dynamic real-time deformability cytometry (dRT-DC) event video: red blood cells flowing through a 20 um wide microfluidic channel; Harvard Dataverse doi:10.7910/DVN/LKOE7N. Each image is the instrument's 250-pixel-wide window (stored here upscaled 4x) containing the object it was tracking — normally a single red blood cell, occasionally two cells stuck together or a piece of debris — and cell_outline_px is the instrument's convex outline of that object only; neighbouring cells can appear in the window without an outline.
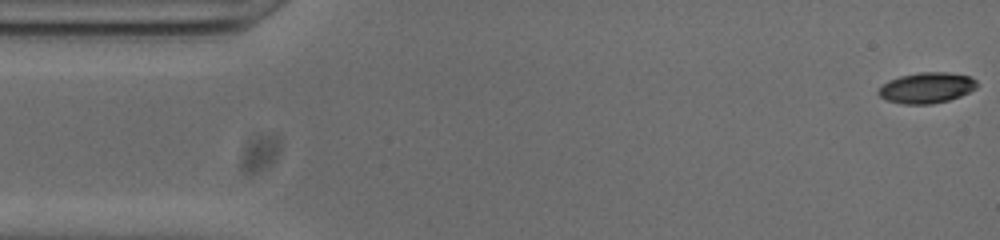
{"species": "common noctule bat (a hibernating species)", "species_latin": "Nyctalus noctula", "temperature_condition": "cold", "stored_images_in_passage": 53, "camera_frame_rate_fps": 3000, "um_per_image_px": 0.085, "animal": {"sex": "male", "body_mass_g": 20.0, "forearm_length_mm": 53.3}, "frame": {"image": 1, "passage_image": 1, "time_ms": 0.0, "image_size_px": [1000, 240], "cell_outline_px": [[976, 88], [960, 96], [948, 100], [932, 104], [904, 104], [888, 100], [880, 96], [876, 92], [888, 80], [900, 76], [920, 72], [948, 72], [968, 76], [976, 80]], "centroid_in_image_um": [78.75, 7.46], "position_along_channel_um": 6.2, "area_um2": 17.46}}
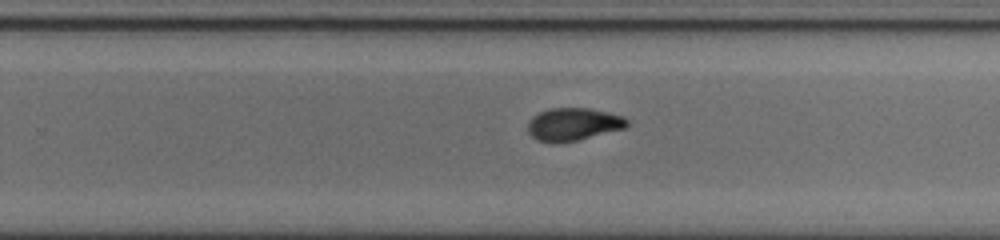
{"frame": {"image": 2, "passage_image": 32, "time_ms": 10.333, "image_size_px": [1000, 240], "cell_outline_px": [[628, 124], [624, 128], [576, 140], [536, 140], [528, 132], [528, 120], [532, 116], [548, 108], [588, 108], [608, 112], [624, 116], [628, 120]], "centroid_in_image_um": [48.73, 10.51], "position_along_channel_um": 281.1, "area_um2": 18.38}}
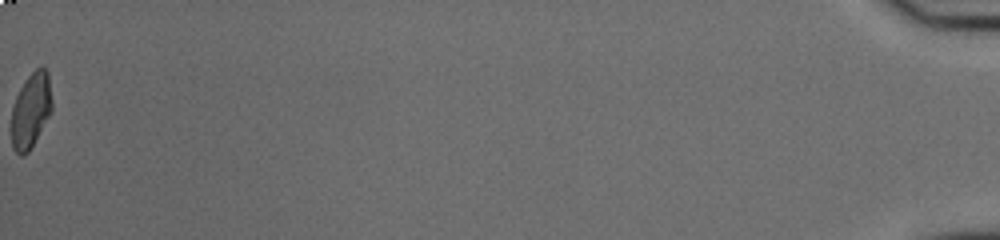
{"frame": {"image": 3, "passage_image": 53, "time_ms": 17.333, "image_size_px": [1000, 240], "cell_outline_px": [[52, 112], [28, 152], [20, 156], [12, 148], [12, 108], [16, 96], [20, 88], [28, 76], [36, 68], [44, 68], [48, 72], [52, 100]], "centroid_in_image_um": [2.63, 9.38], "position_along_channel_um": 432.6, "area_um2": 17.63}, "authors_computed_cell_mechanics": {"area_um2": 18.785, "velocity_mm_per_s": 3.8235, "shape_relaxation_time_tau1_ms": 3.902, "shape_relaxation_time_tau2_ms": 1.6797, "deformation_change_tau1": 0.1746, "deformation_change_tau2": 0.0649}}